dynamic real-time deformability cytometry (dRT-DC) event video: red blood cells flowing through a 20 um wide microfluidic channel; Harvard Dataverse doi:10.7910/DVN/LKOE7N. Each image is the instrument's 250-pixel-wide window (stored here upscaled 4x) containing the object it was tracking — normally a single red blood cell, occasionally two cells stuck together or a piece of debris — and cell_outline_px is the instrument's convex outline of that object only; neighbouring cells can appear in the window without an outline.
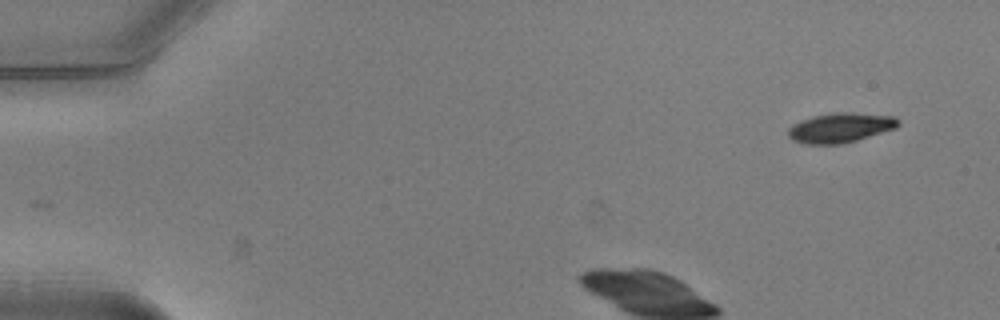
{"species": "common noctule bat (a hibernating species)", "species_latin": "Nyctalus noctula", "temperature_condition": "warm", "stored_images_in_passage": 44, "camera_frame_rate_fps": 3000, "um_per_image_px": 0.085, "animal": {"sex": "male", "body_mass_g": 20.5, "forearm_length_mm": 52.5}, "frame": {"image": 1, "passage_image": 1, "time_ms": 0.0, "image_size_px": [1000, 320], "cell_outline_px": [[900, 124], [896, 128], [856, 140], [840, 144], [804, 144], [792, 140], [788, 136], [788, 128], [792, 124], [800, 120], [812, 116], [832, 112], [852, 112], [896, 116], [900, 120]], "centroid_in_image_um": [71.42, 10.84], "position_along_channel_um": 13.6, "area_um2": 19.31}}
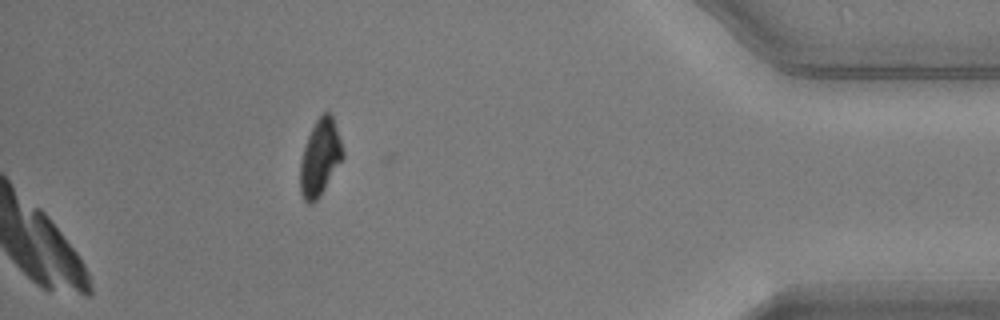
{"frame": {"image": 2, "passage_image": 44, "time_ms": 14.333, "image_size_px": [1000, 320], "cell_outline_px": [[344, 156], [320, 196], [312, 204], [308, 204], [304, 200], [300, 192], [300, 160], [308, 136], [316, 120], [324, 112], [328, 112], [332, 116], [344, 152]], "centroid_in_image_um": [27.18, 13.43], "position_along_channel_um": 408.0, "area_um2": 18.67}}